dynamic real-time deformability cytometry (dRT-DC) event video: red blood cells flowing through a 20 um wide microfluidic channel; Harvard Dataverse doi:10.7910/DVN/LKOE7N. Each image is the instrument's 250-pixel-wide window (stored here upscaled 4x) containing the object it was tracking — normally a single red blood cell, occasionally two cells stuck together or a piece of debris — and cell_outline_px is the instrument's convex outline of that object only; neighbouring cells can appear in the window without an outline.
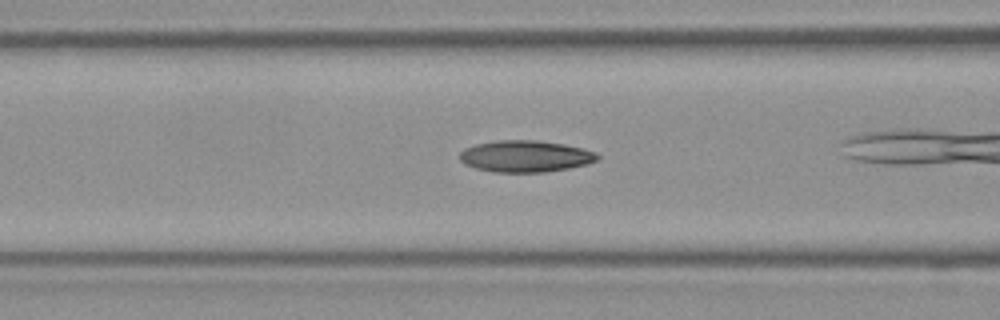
{"species": "Egyptian fruit bat (a non-hibernating species)", "species_latin": "Rousettus aegyptiacus", "temperature_condition": "room temperature", "stored_images_in_passage": 26, "camera_frame_rate_fps": 3000, "um_per_image_px": 0.085, "frame": {"image": 1, "passage_image": 7, "time_ms": 2.0, "image_size_px": [1000, 320], "cell_outline_px": [[600, 156], [596, 160], [588, 164], [568, 168], [544, 172], [492, 172], [476, 168], [464, 164], [460, 160], [460, 152], [464, 148], [476, 144], [496, 140], [536, 140], [564, 144], [584, 148], [596, 152]], "centroid_in_image_um": [44.66, 13.28], "position_along_channel_um": 121.9, "area_um2": 25.49}}
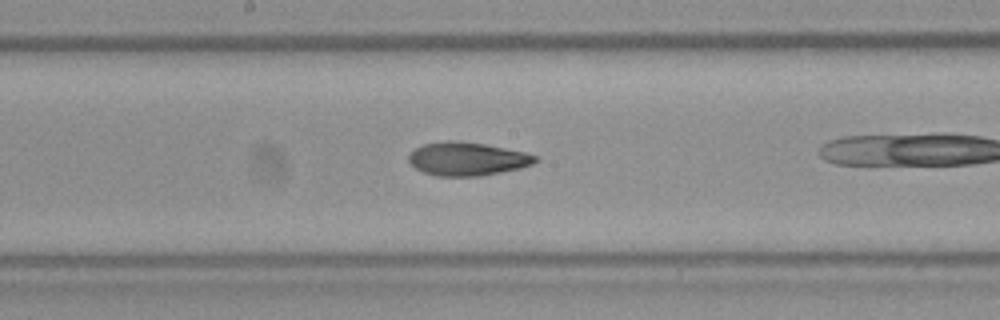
{"frame": {"image": 2, "passage_image": 13, "time_ms": 4.0, "image_size_px": [1000, 320], "cell_outline_px": [[540, 160], [532, 164], [520, 168], [480, 176], [436, 176], [424, 172], [416, 168], [408, 160], [408, 156], [416, 148], [424, 144], [448, 140], [456, 140], [484, 144], [524, 152], [540, 156]], "centroid_in_image_um": [39.74, 13.5], "position_along_channel_um": 208.5, "area_um2": 24.57}}
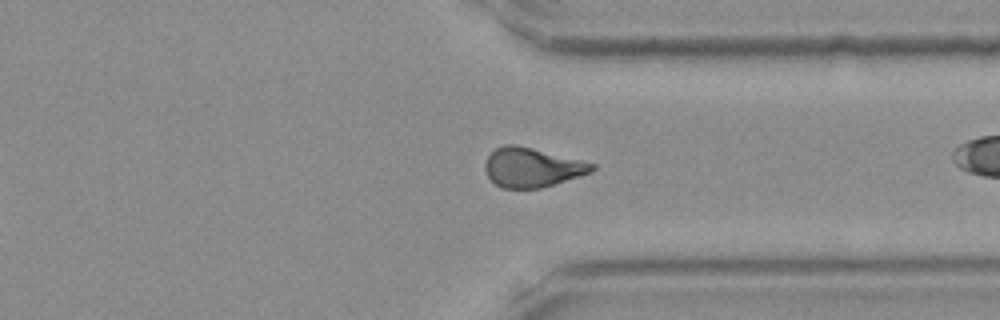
{"frame": {"image": 3, "passage_image": 24, "time_ms": 7.667, "image_size_px": [1000, 320], "cell_outline_px": [[596, 168], [592, 172], [580, 176], [540, 188], [500, 188], [488, 176], [484, 168], [484, 164], [488, 156], [496, 148], [504, 144], [516, 144], [596, 164]], "centroid_in_image_um": [45.21, 14.23], "position_along_channel_um": 366.2, "area_um2": 24.33}}